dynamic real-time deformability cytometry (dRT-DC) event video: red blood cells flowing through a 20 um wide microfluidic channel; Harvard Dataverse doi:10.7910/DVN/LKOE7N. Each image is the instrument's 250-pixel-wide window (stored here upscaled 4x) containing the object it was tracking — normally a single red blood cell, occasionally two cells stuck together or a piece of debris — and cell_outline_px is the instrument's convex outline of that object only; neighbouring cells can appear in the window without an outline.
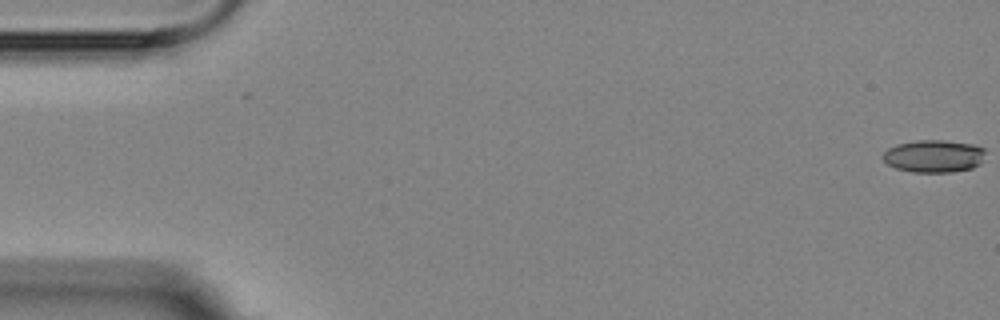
{"species": "Egyptian fruit bat (a non-hibernating species)", "species_latin": "Rousettus aegyptiacus", "temperature_condition": "room temperature", "stored_images_in_passage": 6, "camera_frame_rate_fps": 3000, "um_per_image_px": 0.085, "animal": {"sex": "female"}, "frame": {"image": 1, "passage_image": 1, "time_ms": 0.0, "image_size_px": [1000, 320], "cell_outline_px": [[984, 152], [980, 164], [972, 168], [952, 172], [912, 172], [896, 168], [888, 164], [880, 156], [888, 148], [896, 144], [916, 140], [944, 140], [976, 144], [984, 148]], "centroid_in_image_um": [79.36, 13.26], "position_along_channel_um": 5.6, "area_um2": 19.59}}
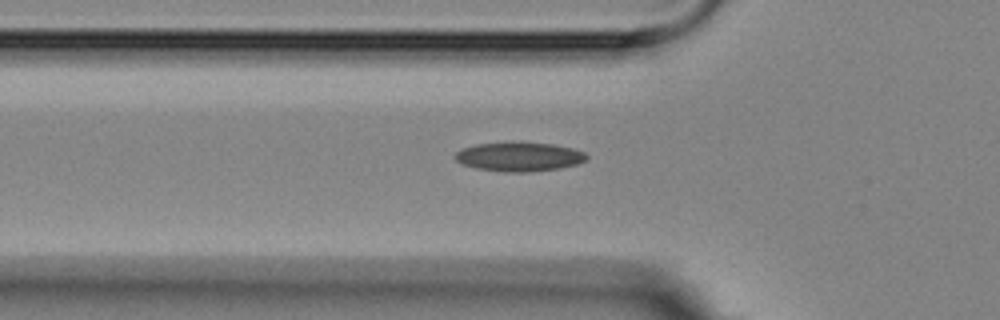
{"frame": {"image": 2, "passage_image": 6, "time_ms": 6.0, "image_size_px": [1000, 320], "cell_outline_px": [[588, 156], [584, 160], [576, 164], [560, 168], [528, 172], [504, 172], [476, 168], [464, 164], [456, 160], [452, 156], [460, 148], [476, 144], [512, 140], [520, 140], [552, 144], [572, 148], [584, 152]], "centroid_in_image_um": [44.07, 13.28], "position_along_channel_um": 81.7, "area_um2": 22.89}}